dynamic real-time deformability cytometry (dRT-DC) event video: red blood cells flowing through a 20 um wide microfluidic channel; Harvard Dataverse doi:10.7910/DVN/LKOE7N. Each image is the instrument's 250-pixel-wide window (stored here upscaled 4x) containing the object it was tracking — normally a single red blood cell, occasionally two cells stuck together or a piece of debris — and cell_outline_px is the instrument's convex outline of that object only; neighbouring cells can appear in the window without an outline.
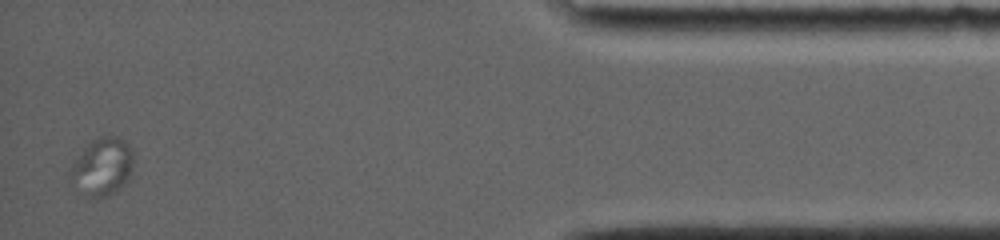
{"species": "common noctule bat (a hibernating species)", "species_latin": "Nyctalus noctula", "temperature_condition": "room temperature", "stored_images_in_passage": 26, "segment_of_instrument_passage": [2, 2], "camera_frame_rate_fps": 4000, "um_per_image_px": 0.085, "animal": {"sex": "female", "body_mass_g": 19.0, "forearm_length_mm": 56.7}, "frame": {"image": 1, "passage_image": 26, "time_ms": 17.25, "image_size_px": [1000, 240], "cell_outline_px": [[132, 172], [128, 180], [120, 188], [108, 196], [96, 200], [88, 196], [68, 168], [84, 148], [92, 140], [100, 136], [116, 136], [124, 140], [132, 152]], "centroid_in_image_um": [8.76, 14.15], "position_along_channel_um": 426.4, "area_um2": 20.58}}